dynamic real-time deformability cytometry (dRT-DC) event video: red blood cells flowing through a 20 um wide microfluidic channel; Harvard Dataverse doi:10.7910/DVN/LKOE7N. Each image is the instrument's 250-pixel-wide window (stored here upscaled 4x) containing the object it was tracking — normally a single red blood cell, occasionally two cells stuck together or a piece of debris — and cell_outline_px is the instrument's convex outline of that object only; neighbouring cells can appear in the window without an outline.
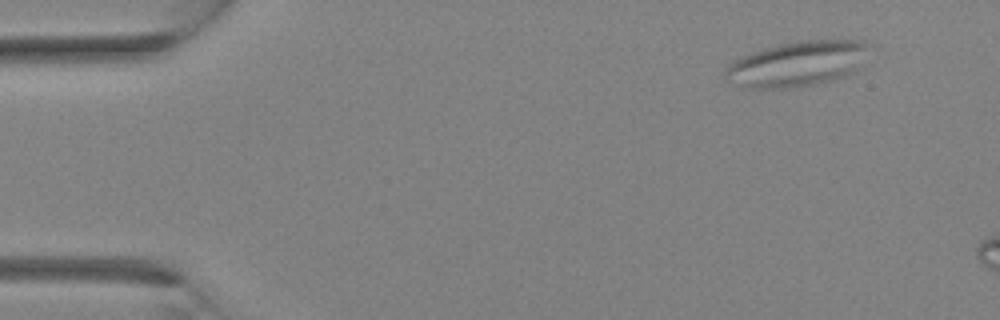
{"species": "Egyptian fruit bat (a non-hibernating species)", "species_latin": "Rousettus aegyptiacus", "temperature_condition": "room temperature", "stored_images_in_passage": 2, "camera_frame_rate_fps": 3000, "um_per_image_px": 0.085, "animal": {"sex": "female"}, "frame": {"image": 1, "passage_image": 1, "time_ms": 0.0, "image_size_px": [1000, 320], "cell_outline_px": [[872, 44], [852, 72], [848, 76], [832, 80], [792, 88], [740, 88], [724, 80], [724, 72], [728, 64], [744, 56], [764, 48], [796, 40], [864, 40]], "centroid_in_image_um": [67.71, 5.43], "position_along_channel_um": 17.3, "area_um2": 37.92}}